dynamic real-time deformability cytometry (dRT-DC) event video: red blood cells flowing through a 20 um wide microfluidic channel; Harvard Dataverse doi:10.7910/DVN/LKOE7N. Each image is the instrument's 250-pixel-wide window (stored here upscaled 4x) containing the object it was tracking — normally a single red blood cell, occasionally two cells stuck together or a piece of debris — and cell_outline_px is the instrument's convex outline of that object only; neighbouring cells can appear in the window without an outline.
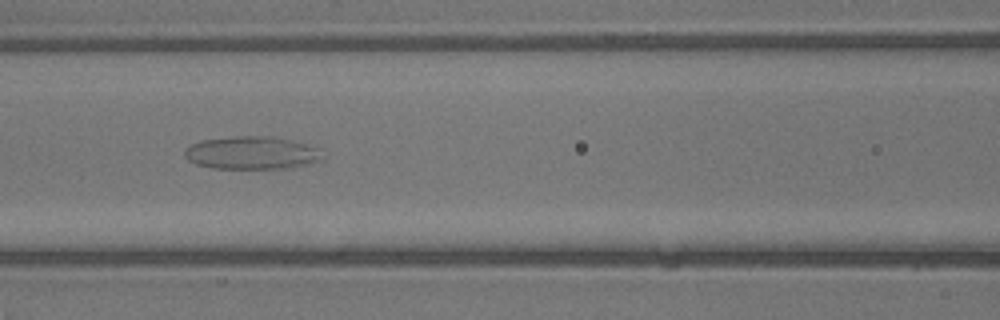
{"species": "common noctule bat (a hibernating species)", "species_latin": "Nyctalus noctula", "temperature_condition": "warm", "stored_images_in_passage": 53, "camera_frame_rate_fps": 3000, "um_per_image_px": 0.085, "animal": {"sex": "male", "body_mass_g": 13.3}, "frame": {"image": 1, "passage_image": 24, "time_ms": 7.667, "image_size_px": [1000, 320], "cell_outline_px": [[324, 160], [292, 168], [212, 168], [196, 164], [188, 160], [184, 156], [184, 148], [200, 140], [236, 136], [272, 136], [292, 140], [320, 148], [324, 156]], "centroid_in_image_um": [21.43, 12.99], "position_along_channel_um": 145.2, "area_um2": 26.76}}
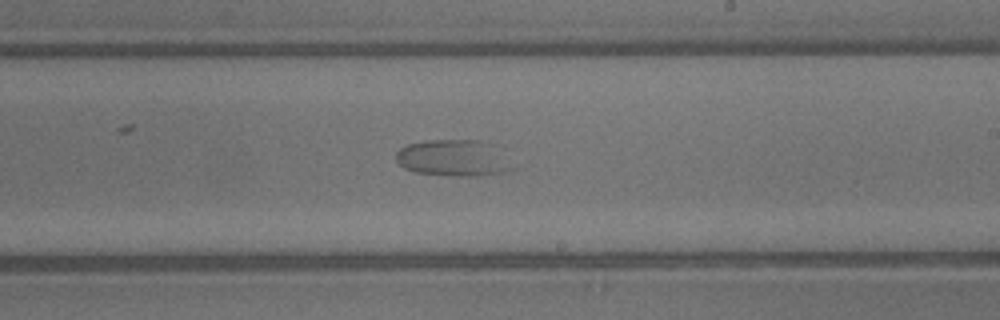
{"frame": {"image": 2, "passage_image": 32, "time_ms": 10.333, "image_size_px": [1000, 320], "cell_outline_px": [[516, 168], [504, 172], [476, 176], [456, 176], [416, 172], [404, 168], [396, 160], [396, 152], [400, 148], [408, 144], [424, 140], [480, 140], [488, 144]], "centroid_in_image_um": [38.47, 13.44], "position_along_channel_um": 250.5, "area_um2": 24.28}}
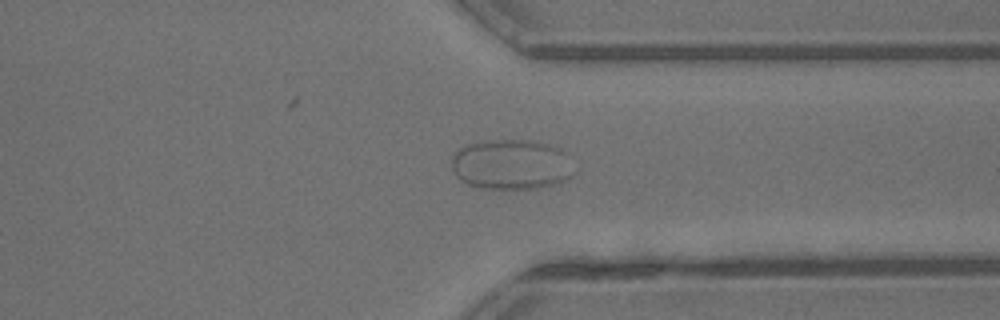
{"frame": {"image": 3, "passage_image": 41, "time_ms": 13.333, "image_size_px": [1000, 320], "cell_outline_px": [[568, 176], [564, 180], [556, 184], [532, 188], [480, 188], [468, 184], [460, 180], [456, 176], [452, 168], [452, 156], [460, 148], [468, 144], [484, 140], [532, 140], [548, 144], [560, 148], [564, 152]], "centroid_in_image_um": [43.34, 13.96], "position_along_channel_um": 368.1, "area_um2": 34.97}}